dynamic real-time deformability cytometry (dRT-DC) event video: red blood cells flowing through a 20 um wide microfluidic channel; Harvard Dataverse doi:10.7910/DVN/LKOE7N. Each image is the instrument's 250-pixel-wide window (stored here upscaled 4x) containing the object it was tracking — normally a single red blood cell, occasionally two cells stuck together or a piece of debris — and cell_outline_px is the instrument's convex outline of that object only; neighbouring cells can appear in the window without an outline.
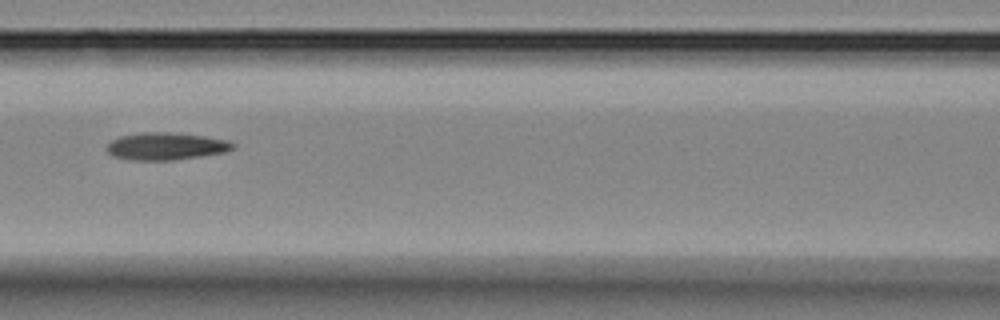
{"species": "Egyptian fruit bat (a non-hibernating species)", "species_latin": "Rousettus aegyptiacus", "temperature_condition": "room temperature", "stored_images_in_passage": 6, "camera_frame_rate_fps": 3000, "um_per_image_px": 0.085, "animal": {"sex": "female"}, "frame": {"image": 1, "passage_image": 4, "time_ms": 3.333, "image_size_px": [1000, 320], "cell_outline_px": [[236, 144], [232, 148], [224, 152], [200, 156], [172, 160], [128, 160], [112, 156], [104, 148], [112, 140], [120, 136], [140, 132], [168, 132], [204, 136], [228, 140]], "centroid_in_image_um": [14.05, 12.43], "position_along_channel_um": 152.5, "area_um2": 20.11}}
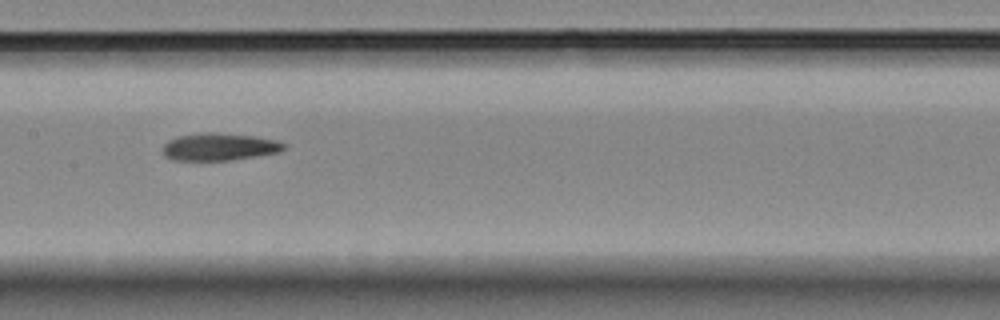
{"frame": {"image": 2, "passage_image": 5, "time_ms": 4.333, "image_size_px": [1000, 320], "cell_outline_px": [[288, 148], [280, 152], [232, 160], [172, 160], [164, 156], [160, 148], [168, 140], [176, 136], [200, 132], [216, 132], [256, 136], [276, 140], [288, 144]], "centroid_in_image_um": [18.64, 12.47], "position_along_channel_um": 188.8, "area_um2": 19.88}}
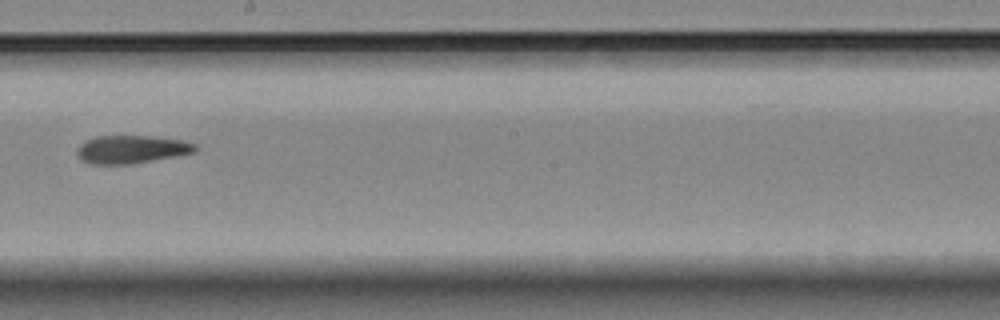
{"frame": {"image": 3, "passage_image": 6, "time_ms": 5.667, "image_size_px": [1000, 320], "cell_outline_px": [[196, 152], [176, 156], [128, 164], [92, 164], [80, 160], [76, 152], [80, 144], [84, 140], [96, 136], [148, 136], [180, 140], [196, 144]], "centroid_in_image_um": [11.13, 12.69], "position_along_channel_um": 237.1, "area_um2": 19.19}}